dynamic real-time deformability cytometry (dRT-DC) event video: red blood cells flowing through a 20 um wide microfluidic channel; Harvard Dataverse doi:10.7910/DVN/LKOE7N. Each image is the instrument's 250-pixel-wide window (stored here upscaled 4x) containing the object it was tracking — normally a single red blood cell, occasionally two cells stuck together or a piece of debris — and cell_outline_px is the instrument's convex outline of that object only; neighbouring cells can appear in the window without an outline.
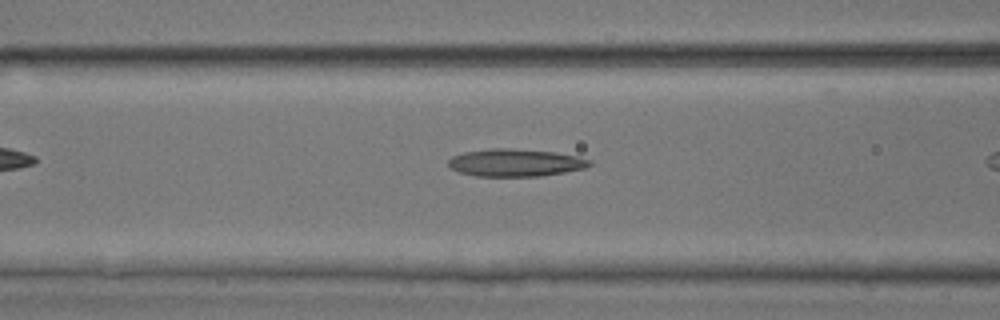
{"species": "common noctule bat (a hibernating species)", "species_latin": "Nyctalus noctula", "temperature_condition": "room temperature", "stored_images_in_passage": 6, "camera_frame_rate_fps": 3000, "um_per_image_px": 0.085, "animal": {"sex": "male", "body_mass_g": 17.9, "forearm_length_mm": 54.2}, "frame": {"image": 1, "passage_image": 5, "time_ms": 1.333, "image_size_px": [1000, 320], "cell_outline_px": [[592, 164], [584, 168], [564, 172], [540, 176], [476, 176], [456, 172], [448, 164], [448, 160], [452, 156], [464, 152], [488, 148], [512, 148], [556, 152], [576, 156], [592, 160]], "centroid_in_image_um": [43.79, 13.82], "position_along_channel_um": 122.8, "area_um2": 22.77}}